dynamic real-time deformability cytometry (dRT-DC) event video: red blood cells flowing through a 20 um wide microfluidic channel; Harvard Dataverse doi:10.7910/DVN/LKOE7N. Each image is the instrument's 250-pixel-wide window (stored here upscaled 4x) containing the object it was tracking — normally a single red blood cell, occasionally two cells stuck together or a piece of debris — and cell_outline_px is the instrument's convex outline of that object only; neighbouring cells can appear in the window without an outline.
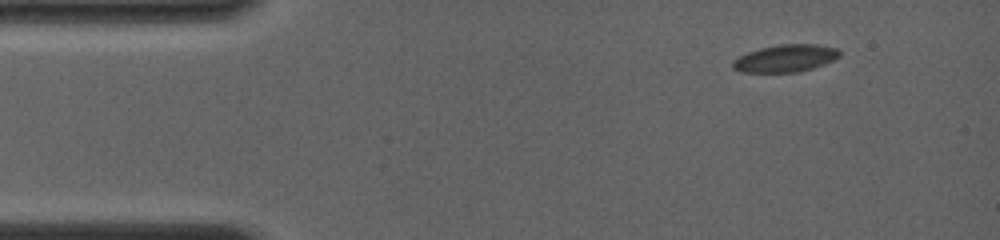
{"species": "common noctule bat (a hibernating species)", "species_latin": "Nyctalus noctula", "temperature_condition": "room temperature", "stored_images_in_passage": 4, "camera_frame_rate_fps": 4000, "um_per_image_px": 0.085, "animal": {"sex": "female", "body_mass_g": 19.0, "forearm_length_mm": 56.7}, "frame": {"image": 1, "passage_image": 1, "time_ms": 0.0, "image_size_px": [1000, 240], "cell_outline_px": [[840, 56], [824, 64], [800, 72], [740, 72], [732, 68], [732, 60], [748, 52], [760, 48], [780, 44], [816, 44], [840, 48]], "centroid_in_image_um": [66.77, 4.95], "position_along_channel_um": 18.2, "area_um2": 17.11}}